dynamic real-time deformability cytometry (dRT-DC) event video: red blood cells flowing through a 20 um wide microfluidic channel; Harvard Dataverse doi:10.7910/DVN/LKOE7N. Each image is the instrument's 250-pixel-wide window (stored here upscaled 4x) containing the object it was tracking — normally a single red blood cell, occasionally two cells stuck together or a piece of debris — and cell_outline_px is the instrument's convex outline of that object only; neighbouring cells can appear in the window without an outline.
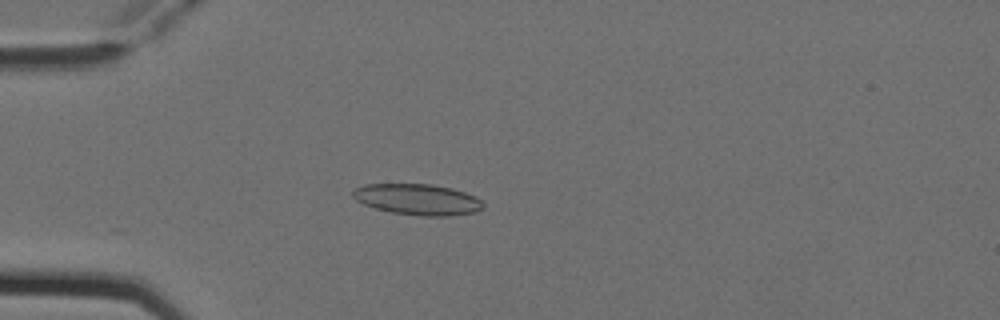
{"species": "Egyptian fruit bat (a non-hibernating species)", "species_latin": "Rousettus aegyptiacus", "temperature_condition": "cold", "stored_images_in_passage": 3, "camera_frame_rate_fps": 3000, "um_per_image_px": 0.085, "animal": {"sex": "female"}, "frame": {"image": 1, "passage_image": 3, "time_ms": 0.667, "image_size_px": [1000, 320], "cell_outline_px": [[484, 208], [476, 212], [448, 216], [424, 216], [392, 212], [376, 208], [364, 204], [356, 200], [352, 196], [352, 188], [364, 184], [432, 184], [452, 188], [476, 196], [484, 204]], "centroid_in_image_um": [35.5, 16.94], "position_along_channel_um": 49.5, "area_um2": 23.64}}